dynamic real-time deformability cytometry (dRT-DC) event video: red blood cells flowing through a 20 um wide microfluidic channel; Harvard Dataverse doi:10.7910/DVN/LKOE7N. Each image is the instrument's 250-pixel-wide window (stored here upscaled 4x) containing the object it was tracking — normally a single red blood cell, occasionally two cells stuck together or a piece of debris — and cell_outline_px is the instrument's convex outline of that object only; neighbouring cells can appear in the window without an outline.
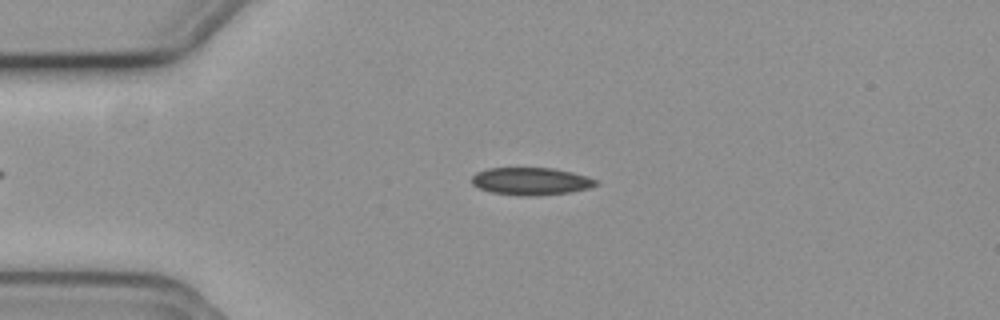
{"species": "common noctule bat (a hibernating species)", "species_latin": "Nyctalus noctula", "temperature_condition": "cold", "stored_images_in_passage": 55, "camera_frame_rate_fps": 3000, "um_per_image_px": 0.085, "animal": {"sex": "female", "body_mass_g": 19.3, "forearm_length_mm": 54.1}, "frame": {"image": 1, "passage_image": 13, "time_ms": 4.0, "image_size_px": [1000, 320], "cell_outline_px": [[600, 184], [588, 188], [572, 192], [532, 196], [520, 196], [492, 192], [480, 188], [472, 184], [472, 176], [476, 172], [488, 168], [552, 168], [572, 172], [596, 180]], "centroid_in_image_um": [45.12, 15.41], "position_along_channel_um": 39.9, "area_um2": 19.83}}
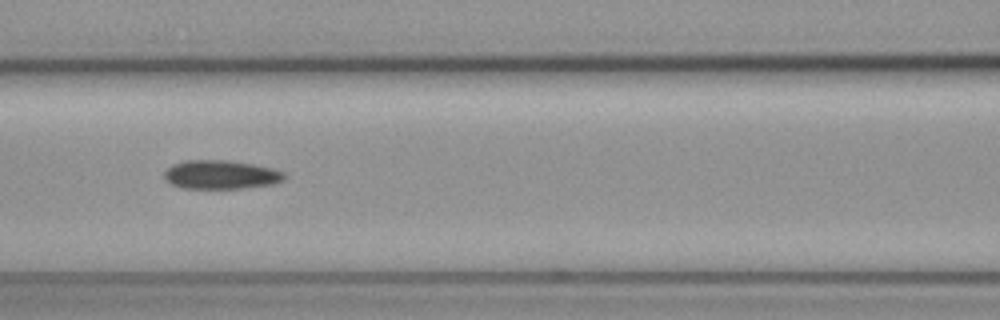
{"frame": {"image": 2, "passage_image": 24, "time_ms": 7.667, "image_size_px": [1000, 320], "cell_outline_px": [[288, 176], [284, 180], [276, 184], [240, 188], [184, 188], [172, 184], [164, 176], [164, 172], [172, 164], [188, 160], [224, 160], [252, 164], [272, 168], [284, 172]], "centroid_in_image_um": [18.83, 14.84], "position_along_channel_um": 147.8, "area_um2": 20.06}}
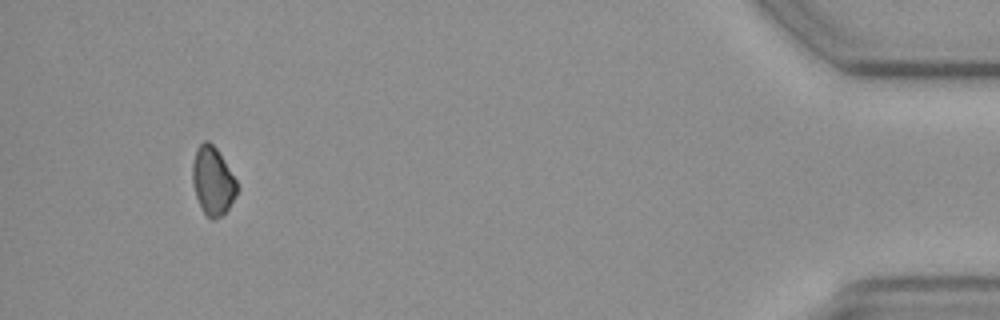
{"frame": {"image": 3, "passage_image": 52, "time_ms": 17.0, "image_size_px": [1000, 320], "cell_outline_px": [[240, 188], [236, 196], [228, 208], [220, 216], [212, 220], [200, 208], [192, 184], [192, 164], [196, 148], [204, 140], [208, 140], [216, 148], [236, 180]], "centroid_in_image_um": [18.07, 15.37], "position_along_channel_um": 417.1, "area_um2": 17.74}, "authors_computed_cell_mechanics": {"area_um2": 19.5364, "velocity_mm_per_s": 3.7134, "shape_relaxation_time_tau1_ms": 3.7916, "shape_relaxation_time_tau2_ms": null, "deformation_change_tau1": 0.0446, "deformation_change_tau2": null}}